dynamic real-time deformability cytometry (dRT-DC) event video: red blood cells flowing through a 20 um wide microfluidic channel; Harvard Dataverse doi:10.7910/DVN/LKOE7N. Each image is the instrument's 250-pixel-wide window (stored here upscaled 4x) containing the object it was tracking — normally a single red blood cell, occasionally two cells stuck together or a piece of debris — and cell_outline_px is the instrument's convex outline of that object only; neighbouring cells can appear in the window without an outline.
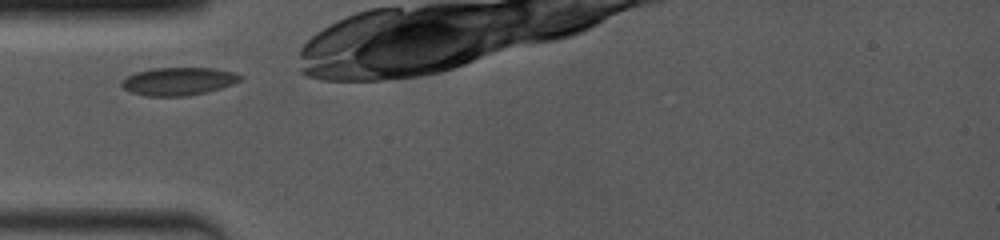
{"species": "common noctule bat (a hibernating species)", "species_latin": "Nyctalus noctula", "temperature_condition": "room temperature", "stored_images_in_passage": 3, "camera_frame_rate_fps": 4000, "um_per_image_px": 0.085, "animal": {"sex": "female", "body_mass_g": 19.0, "forearm_length_mm": 53.3}, "frame": {"image": 1, "passage_image": 1, "time_ms": 0.0, "image_size_px": [1000, 240], "cell_outline_px": [[244, 76], [240, 80], [232, 84], [208, 92], [188, 96], [144, 96], [132, 92], [124, 88], [120, 84], [120, 80], [124, 76], [136, 72], [152, 68], [212, 68], [236, 72]], "centroid_in_image_um": [15.15, 6.91], "position_along_channel_um": 69.9, "area_um2": 19.54}}